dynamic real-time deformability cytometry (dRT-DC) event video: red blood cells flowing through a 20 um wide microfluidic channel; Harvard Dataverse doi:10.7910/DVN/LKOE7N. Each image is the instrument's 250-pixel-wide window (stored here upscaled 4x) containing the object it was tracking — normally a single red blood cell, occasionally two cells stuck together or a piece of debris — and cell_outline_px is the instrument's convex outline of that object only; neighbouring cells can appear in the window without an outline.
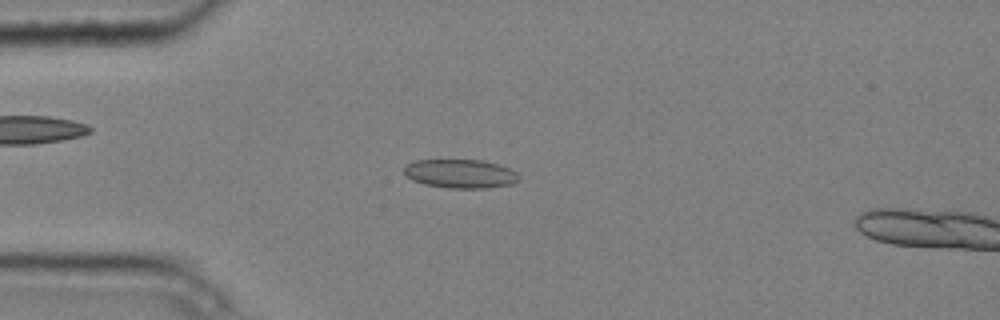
{"species": "common noctule bat (a hibernating species)", "species_latin": "Nyctalus noctula", "temperature_condition": "cold", "stored_images_in_passage": 4, "camera_frame_rate_fps": 3000, "um_per_image_px": 0.085, "animal": {"sex": "male", "body_mass_g": 20.4}, "frame": {"image": 1, "passage_image": 3, "time_ms": 0.667, "image_size_px": [1000, 320], "cell_outline_px": [[520, 180], [512, 184], [488, 188], [448, 188], [424, 184], [412, 180], [404, 172], [404, 168], [408, 164], [416, 160], [480, 160], [496, 164], [508, 168], [516, 172], [520, 176]], "centroid_in_image_um": [39.16, 14.77], "position_along_channel_um": 45.8, "area_um2": 19.19}}